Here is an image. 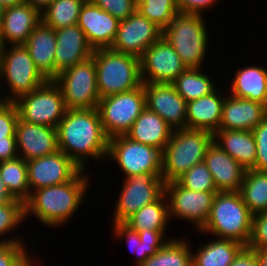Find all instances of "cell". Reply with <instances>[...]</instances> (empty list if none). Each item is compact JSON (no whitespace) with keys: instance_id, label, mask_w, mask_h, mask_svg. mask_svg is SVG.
<instances>
[{"instance_id":"obj_29","label":"cell","mask_w":267,"mask_h":266,"mask_svg":"<svg viewBox=\"0 0 267 266\" xmlns=\"http://www.w3.org/2000/svg\"><path fill=\"white\" fill-rule=\"evenodd\" d=\"M172 132L164 119L146 107L125 135L133 141L165 149Z\"/></svg>"},{"instance_id":"obj_46","label":"cell","mask_w":267,"mask_h":266,"mask_svg":"<svg viewBox=\"0 0 267 266\" xmlns=\"http://www.w3.org/2000/svg\"><path fill=\"white\" fill-rule=\"evenodd\" d=\"M18 157L16 137L0 138V162Z\"/></svg>"},{"instance_id":"obj_38","label":"cell","mask_w":267,"mask_h":266,"mask_svg":"<svg viewBox=\"0 0 267 266\" xmlns=\"http://www.w3.org/2000/svg\"><path fill=\"white\" fill-rule=\"evenodd\" d=\"M136 10L162 30L179 13L176 0H137Z\"/></svg>"},{"instance_id":"obj_9","label":"cell","mask_w":267,"mask_h":266,"mask_svg":"<svg viewBox=\"0 0 267 266\" xmlns=\"http://www.w3.org/2000/svg\"><path fill=\"white\" fill-rule=\"evenodd\" d=\"M60 87L68 110L97 108L100 100L93 57L63 70L53 79Z\"/></svg>"},{"instance_id":"obj_10","label":"cell","mask_w":267,"mask_h":266,"mask_svg":"<svg viewBox=\"0 0 267 266\" xmlns=\"http://www.w3.org/2000/svg\"><path fill=\"white\" fill-rule=\"evenodd\" d=\"M14 103L21 120L52 128H57L67 110L62 91L54 80H47L34 91L19 97Z\"/></svg>"},{"instance_id":"obj_39","label":"cell","mask_w":267,"mask_h":266,"mask_svg":"<svg viewBox=\"0 0 267 266\" xmlns=\"http://www.w3.org/2000/svg\"><path fill=\"white\" fill-rule=\"evenodd\" d=\"M176 181L192 191L217 192L212 174L204 162L194 165Z\"/></svg>"},{"instance_id":"obj_26","label":"cell","mask_w":267,"mask_h":266,"mask_svg":"<svg viewBox=\"0 0 267 266\" xmlns=\"http://www.w3.org/2000/svg\"><path fill=\"white\" fill-rule=\"evenodd\" d=\"M56 44L55 30L42 21L24 43L36 67L48 80L55 78Z\"/></svg>"},{"instance_id":"obj_54","label":"cell","mask_w":267,"mask_h":266,"mask_svg":"<svg viewBox=\"0 0 267 266\" xmlns=\"http://www.w3.org/2000/svg\"><path fill=\"white\" fill-rule=\"evenodd\" d=\"M1 89H3V90H1ZM2 91H4V88L0 87V106L5 102V100L3 98V94H2L4 92H2Z\"/></svg>"},{"instance_id":"obj_28","label":"cell","mask_w":267,"mask_h":266,"mask_svg":"<svg viewBox=\"0 0 267 266\" xmlns=\"http://www.w3.org/2000/svg\"><path fill=\"white\" fill-rule=\"evenodd\" d=\"M231 79L229 92L237 98L260 102L267 106V68L247 65L238 68Z\"/></svg>"},{"instance_id":"obj_53","label":"cell","mask_w":267,"mask_h":266,"mask_svg":"<svg viewBox=\"0 0 267 266\" xmlns=\"http://www.w3.org/2000/svg\"><path fill=\"white\" fill-rule=\"evenodd\" d=\"M35 259H36L35 257L34 259L32 258L25 266H37V265L40 266L41 265L39 262L40 260L39 259L35 260Z\"/></svg>"},{"instance_id":"obj_31","label":"cell","mask_w":267,"mask_h":266,"mask_svg":"<svg viewBox=\"0 0 267 266\" xmlns=\"http://www.w3.org/2000/svg\"><path fill=\"white\" fill-rule=\"evenodd\" d=\"M169 222L168 201L163 194L157 201L145 205L134 213L124 223L132 230L140 232L142 230L166 231Z\"/></svg>"},{"instance_id":"obj_27","label":"cell","mask_w":267,"mask_h":266,"mask_svg":"<svg viewBox=\"0 0 267 266\" xmlns=\"http://www.w3.org/2000/svg\"><path fill=\"white\" fill-rule=\"evenodd\" d=\"M213 136L214 142L244 169L255 166L256 141L252 131L218 129Z\"/></svg>"},{"instance_id":"obj_45","label":"cell","mask_w":267,"mask_h":266,"mask_svg":"<svg viewBox=\"0 0 267 266\" xmlns=\"http://www.w3.org/2000/svg\"><path fill=\"white\" fill-rule=\"evenodd\" d=\"M179 13L202 14L209 10L214 5L219 3V0H176Z\"/></svg>"},{"instance_id":"obj_19","label":"cell","mask_w":267,"mask_h":266,"mask_svg":"<svg viewBox=\"0 0 267 266\" xmlns=\"http://www.w3.org/2000/svg\"><path fill=\"white\" fill-rule=\"evenodd\" d=\"M119 22L110 13L86 0L81 8L77 25L85 33L89 45L96 50L111 48Z\"/></svg>"},{"instance_id":"obj_12","label":"cell","mask_w":267,"mask_h":266,"mask_svg":"<svg viewBox=\"0 0 267 266\" xmlns=\"http://www.w3.org/2000/svg\"><path fill=\"white\" fill-rule=\"evenodd\" d=\"M122 181L119 197L115 201L112 223H124L145 205L157 201L164 194L165 183L162 173L123 177Z\"/></svg>"},{"instance_id":"obj_23","label":"cell","mask_w":267,"mask_h":266,"mask_svg":"<svg viewBox=\"0 0 267 266\" xmlns=\"http://www.w3.org/2000/svg\"><path fill=\"white\" fill-rule=\"evenodd\" d=\"M204 163L212 174L217 192L240 191L246 169L224 152L216 142L213 141L208 147Z\"/></svg>"},{"instance_id":"obj_49","label":"cell","mask_w":267,"mask_h":266,"mask_svg":"<svg viewBox=\"0 0 267 266\" xmlns=\"http://www.w3.org/2000/svg\"><path fill=\"white\" fill-rule=\"evenodd\" d=\"M0 200L3 203H8L14 200V198L8 192L3 180L1 179V176H0Z\"/></svg>"},{"instance_id":"obj_47","label":"cell","mask_w":267,"mask_h":266,"mask_svg":"<svg viewBox=\"0 0 267 266\" xmlns=\"http://www.w3.org/2000/svg\"><path fill=\"white\" fill-rule=\"evenodd\" d=\"M230 266H259L256 251L245 247Z\"/></svg>"},{"instance_id":"obj_48","label":"cell","mask_w":267,"mask_h":266,"mask_svg":"<svg viewBox=\"0 0 267 266\" xmlns=\"http://www.w3.org/2000/svg\"><path fill=\"white\" fill-rule=\"evenodd\" d=\"M53 0H23V3H26L32 7L37 8L40 12L44 10Z\"/></svg>"},{"instance_id":"obj_37","label":"cell","mask_w":267,"mask_h":266,"mask_svg":"<svg viewBox=\"0 0 267 266\" xmlns=\"http://www.w3.org/2000/svg\"><path fill=\"white\" fill-rule=\"evenodd\" d=\"M24 221L25 209L22 201L14 199L13 201L0 205V245L26 242L19 235L17 237L15 235L12 236L14 230L20 228L19 225ZM10 233L11 236L9 235Z\"/></svg>"},{"instance_id":"obj_21","label":"cell","mask_w":267,"mask_h":266,"mask_svg":"<svg viewBox=\"0 0 267 266\" xmlns=\"http://www.w3.org/2000/svg\"><path fill=\"white\" fill-rule=\"evenodd\" d=\"M41 22V12L26 3L5 8L0 27V46L24 44Z\"/></svg>"},{"instance_id":"obj_40","label":"cell","mask_w":267,"mask_h":266,"mask_svg":"<svg viewBox=\"0 0 267 266\" xmlns=\"http://www.w3.org/2000/svg\"><path fill=\"white\" fill-rule=\"evenodd\" d=\"M24 242L0 245V266H25L32 258Z\"/></svg>"},{"instance_id":"obj_20","label":"cell","mask_w":267,"mask_h":266,"mask_svg":"<svg viewBox=\"0 0 267 266\" xmlns=\"http://www.w3.org/2000/svg\"><path fill=\"white\" fill-rule=\"evenodd\" d=\"M55 77L77 63L83 62L93 55L83 30L77 25H70L55 30Z\"/></svg>"},{"instance_id":"obj_52","label":"cell","mask_w":267,"mask_h":266,"mask_svg":"<svg viewBox=\"0 0 267 266\" xmlns=\"http://www.w3.org/2000/svg\"><path fill=\"white\" fill-rule=\"evenodd\" d=\"M5 8L6 7L3 5L2 1L0 0V27H1V24H2Z\"/></svg>"},{"instance_id":"obj_36","label":"cell","mask_w":267,"mask_h":266,"mask_svg":"<svg viewBox=\"0 0 267 266\" xmlns=\"http://www.w3.org/2000/svg\"><path fill=\"white\" fill-rule=\"evenodd\" d=\"M85 2L86 0H53L41 11V21L54 30L77 24Z\"/></svg>"},{"instance_id":"obj_3","label":"cell","mask_w":267,"mask_h":266,"mask_svg":"<svg viewBox=\"0 0 267 266\" xmlns=\"http://www.w3.org/2000/svg\"><path fill=\"white\" fill-rule=\"evenodd\" d=\"M252 219L253 214L247 208L239 191L217 192L208 220L200 233H195L234 240L247 247L252 232Z\"/></svg>"},{"instance_id":"obj_51","label":"cell","mask_w":267,"mask_h":266,"mask_svg":"<svg viewBox=\"0 0 267 266\" xmlns=\"http://www.w3.org/2000/svg\"><path fill=\"white\" fill-rule=\"evenodd\" d=\"M5 7L15 6L23 3V0H1Z\"/></svg>"},{"instance_id":"obj_6","label":"cell","mask_w":267,"mask_h":266,"mask_svg":"<svg viewBox=\"0 0 267 266\" xmlns=\"http://www.w3.org/2000/svg\"><path fill=\"white\" fill-rule=\"evenodd\" d=\"M96 65L100 98L123 93L142 85L140 59L130 54L96 49L92 55Z\"/></svg>"},{"instance_id":"obj_17","label":"cell","mask_w":267,"mask_h":266,"mask_svg":"<svg viewBox=\"0 0 267 266\" xmlns=\"http://www.w3.org/2000/svg\"><path fill=\"white\" fill-rule=\"evenodd\" d=\"M146 107L157 113L173 129L186 128L187 102L172 83H142Z\"/></svg>"},{"instance_id":"obj_50","label":"cell","mask_w":267,"mask_h":266,"mask_svg":"<svg viewBox=\"0 0 267 266\" xmlns=\"http://www.w3.org/2000/svg\"><path fill=\"white\" fill-rule=\"evenodd\" d=\"M259 262V266H267V249L255 250Z\"/></svg>"},{"instance_id":"obj_8","label":"cell","mask_w":267,"mask_h":266,"mask_svg":"<svg viewBox=\"0 0 267 266\" xmlns=\"http://www.w3.org/2000/svg\"><path fill=\"white\" fill-rule=\"evenodd\" d=\"M164 149L131 140L126 135L109 138L107 160H114L124 177L161 173Z\"/></svg>"},{"instance_id":"obj_2","label":"cell","mask_w":267,"mask_h":266,"mask_svg":"<svg viewBox=\"0 0 267 266\" xmlns=\"http://www.w3.org/2000/svg\"><path fill=\"white\" fill-rule=\"evenodd\" d=\"M86 172L81 170L64 184L33 190L24 203L25 221L33 215L46 227L64 226L77 213L80 205L86 202L90 189V174Z\"/></svg>"},{"instance_id":"obj_30","label":"cell","mask_w":267,"mask_h":266,"mask_svg":"<svg viewBox=\"0 0 267 266\" xmlns=\"http://www.w3.org/2000/svg\"><path fill=\"white\" fill-rule=\"evenodd\" d=\"M245 247L243 244L230 239H210L209 242L200 243L195 249L196 251L192 250V265L230 266Z\"/></svg>"},{"instance_id":"obj_25","label":"cell","mask_w":267,"mask_h":266,"mask_svg":"<svg viewBox=\"0 0 267 266\" xmlns=\"http://www.w3.org/2000/svg\"><path fill=\"white\" fill-rule=\"evenodd\" d=\"M113 237L118 241H126L132 254L135 257V266H140L149 257L153 256L171 238L166 235V231L142 230L137 232L132 230L125 223H112ZM166 235V236H165ZM168 237V238H166Z\"/></svg>"},{"instance_id":"obj_5","label":"cell","mask_w":267,"mask_h":266,"mask_svg":"<svg viewBox=\"0 0 267 266\" xmlns=\"http://www.w3.org/2000/svg\"><path fill=\"white\" fill-rule=\"evenodd\" d=\"M202 14L178 13L162 36L187 68H203L209 47V30Z\"/></svg>"},{"instance_id":"obj_33","label":"cell","mask_w":267,"mask_h":266,"mask_svg":"<svg viewBox=\"0 0 267 266\" xmlns=\"http://www.w3.org/2000/svg\"><path fill=\"white\" fill-rule=\"evenodd\" d=\"M239 192L253 215L267 212V172L246 170Z\"/></svg>"},{"instance_id":"obj_42","label":"cell","mask_w":267,"mask_h":266,"mask_svg":"<svg viewBox=\"0 0 267 266\" xmlns=\"http://www.w3.org/2000/svg\"><path fill=\"white\" fill-rule=\"evenodd\" d=\"M252 132L256 141V163L252 169L267 172V116Z\"/></svg>"},{"instance_id":"obj_18","label":"cell","mask_w":267,"mask_h":266,"mask_svg":"<svg viewBox=\"0 0 267 266\" xmlns=\"http://www.w3.org/2000/svg\"><path fill=\"white\" fill-rule=\"evenodd\" d=\"M15 135L18 157L25 161L51 155L59 150L56 128L31 124L18 118Z\"/></svg>"},{"instance_id":"obj_41","label":"cell","mask_w":267,"mask_h":266,"mask_svg":"<svg viewBox=\"0 0 267 266\" xmlns=\"http://www.w3.org/2000/svg\"><path fill=\"white\" fill-rule=\"evenodd\" d=\"M119 21L132 15L137 8V0H90Z\"/></svg>"},{"instance_id":"obj_44","label":"cell","mask_w":267,"mask_h":266,"mask_svg":"<svg viewBox=\"0 0 267 266\" xmlns=\"http://www.w3.org/2000/svg\"><path fill=\"white\" fill-rule=\"evenodd\" d=\"M19 113L14 102H4L0 106V138L16 137Z\"/></svg>"},{"instance_id":"obj_4","label":"cell","mask_w":267,"mask_h":266,"mask_svg":"<svg viewBox=\"0 0 267 266\" xmlns=\"http://www.w3.org/2000/svg\"><path fill=\"white\" fill-rule=\"evenodd\" d=\"M214 141L211 132L198 129H175L164 149V183L176 181L194 165L204 162L208 147Z\"/></svg>"},{"instance_id":"obj_24","label":"cell","mask_w":267,"mask_h":266,"mask_svg":"<svg viewBox=\"0 0 267 266\" xmlns=\"http://www.w3.org/2000/svg\"><path fill=\"white\" fill-rule=\"evenodd\" d=\"M224 94V91L216 89L206 96L188 101L186 128L205 130L214 134L221 123L222 108L226 96Z\"/></svg>"},{"instance_id":"obj_35","label":"cell","mask_w":267,"mask_h":266,"mask_svg":"<svg viewBox=\"0 0 267 266\" xmlns=\"http://www.w3.org/2000/svg\"><path fill=\"white\" fill-rule=\"evenodd\" d=\"M187 241L182 237L170 239L140 266H193L192 248Z\"/></svg>"},{"instance_id":"obj_16","label":"cell","mask_w":267,"mask_h":266,"mask_svg":"<svg viewBox=\"0 0 267 266\" xmlns=\"http://www.w3.org/2000/svg\"><path fill=\"white\" fill-rule=\"evenodd\" d=\"M82 169L64 152L27 161V175L30 193L33 190L64 184L71 181Z\"/></svg>"},{"instance_id":"obj_43","label":"cell","mask_w":267,"mask_h":266,"mask_svg":"<svg viewBox=\"0 0 267 266\" xmlns=\"http://www.w3.org/2000/svg\"><path fill=\"white\" fill-rule=\"evenodd\" d=\"M247 247L252 250L267 249V212L253 215L252 232Z\"/></svg>"},{"instance_id":"obj_7","label":"cell","mask_w":267,"mask_h":266,"mask_svg":"<svg viewBox=\"0 0 267 266\" xmlns=\"http://www.w3.org/2000/svg\"><path fill=\"white\" fill-rule=\"evenodd\" d=\"M9 46H0V87L7 83L3 98L5 102H15L48 79L36 67L24 44Z\"/></svg>"},{"instance_id":"obj_15","label":"cell","mask_w":267,"mask_h":266,"mask_svg":"<svg viewBox=\"0 0 267 266\" xmlns=\"http://www.w3.org/2000/svg\"><path fill=\"white\" fill-rule=\"evenodd\" d=\"M163 30L137 10L118 25L111 50L140 58L143 52L158 41Z\"/></svg>"},{"instance_id":"obj_11","label":"cell","mask_w":267,"mask_h":266,"mask_svg":"<svg viewBox=\"0 0 267 266\" xmlns=\"http://www.w3.org/2000/svg\"><path fill=\"white\" fill-rule=\"evenodd\" d=\"M146 108L143 84L135 89L100 98L98 112L106 135H125Z\"/></svg>"},{"instance_id":"obj_34","label":"cell","mask_w":267,"mask_h":266,"mask_svg":"<svg viewBox=\"0 0 267 266\" xmlns=\"http://www.w3.org/2000/svg\"><path fill=\"white\" fill-rule=\"evenodd\" d=\"M0 176L10 195L25 203L30 197L27 161L21 157L0 162Z\"/></svg>"},{"instance_id":"obj_32","label":"cell","mask_w":267,"mask_h":266,"mask_svg":"<svg viewBox=\"0 0 267 266\" xmlns=\"http://www.w3.org/2000/svg\"><path fill=\"white\" fill-rule=\"evenodd\" d=\"M202 71V68H187L172 82L177 93L186 102L206 96L217 89L214 77L210 75V78Z\"/></svg>"},{"instance_id":"obj_1","label":"cell","mask_w":267,"mask_h":266,"mask_svg":"<svg viewBox=\"0 0 267 266\" xmlns=\"http://www.w3.org/2000/svg\"><path fill=\"white\" fill-rule=\"evenodd\" d=\"M56 129L59 150L82 170L89 168L88 158L96 162L107 160L109 137L97 108L67 109Z\"/></svg>"},{"instance_id":"obj_14","label":"cell","mask_w":267,"mask_h":266,"mask_svg":"<svg viewBox=\"0 0 267 266\" xmlns=\"http://www.w3.org/2000/svg\"><path fill=\"white\" fill-rule=\"evenodd\" d=\"M139 59L142 83H172L187 69L163 36L147 48Z\"/></svg>"},{"instance_id":"obj_13","label":"cell","mask_w":267,"mask_h":266,"mask_svg":"<svg viewBox=\"0 0 267 266\" xmlns=\"http://www.w3.org/2000/svg\"><path fill=\"white\" fill-rule=\"evenodd\" d=\"M216 193L192 191L177 181L165 183L170 220L171 217L185 220L194 226V232H199L208 220Z\"/></svg>"},{"instance_id":"obj_22","label":"cell","mask_w":267,"mask_h":266,"mask_svg":"<svg viewBox=\"0 0 267 266\" xmlns=\"http://www.w3.org/2000/svg\"><path fill=\"white\" fill-rule=\"evenodd\" d=\"M267 116V106L227 92L219 129L252 131Z\"/></svg>"}]
</instances>
